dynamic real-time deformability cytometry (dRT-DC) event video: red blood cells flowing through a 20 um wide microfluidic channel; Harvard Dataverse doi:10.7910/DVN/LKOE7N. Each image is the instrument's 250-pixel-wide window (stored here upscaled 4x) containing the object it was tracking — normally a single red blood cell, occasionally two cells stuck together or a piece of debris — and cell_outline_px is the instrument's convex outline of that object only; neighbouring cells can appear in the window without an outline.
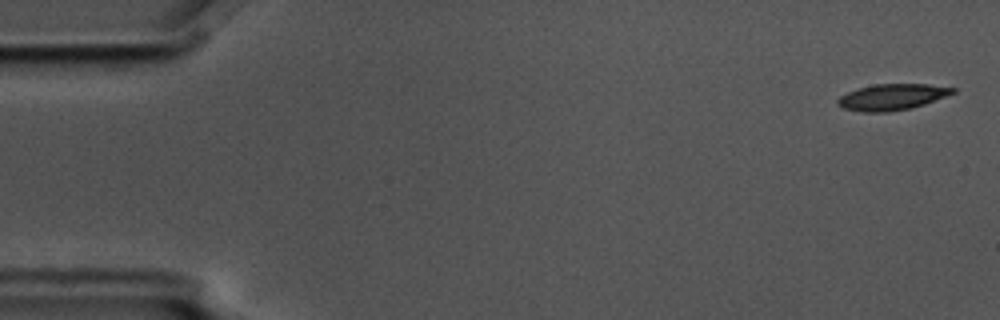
{"species": "common noctule bat (a hibernating species)", "species_latin": "Nyctalus noctula", "temperature_condition": "cold", "stored_images_in_passage": 57, "camera_frame_rate_fps": 3000, "um_per_image_px": 0.085, "animal": {"sex": "male", "body_mass_g": 17.5, "forearm_length_mm": 52.3}, "frame": {"image": 1, "passage_image": 2, "time_ms": 0.333, "image_size_px": [1000, 320], "cell_outline_px": [[956, 92], [924, 104], [908, 108], [884, 112], [864, 112], [844, 108], [836, 104], [836, 100], [840, 96], [848, 92], [860, 88], [876, 84], [928, 84], [956, 88]], "centroid_in_image_um": [75.81, 8.24], "position_along_channel_um": 9.2, "area_um2": 17.22}}
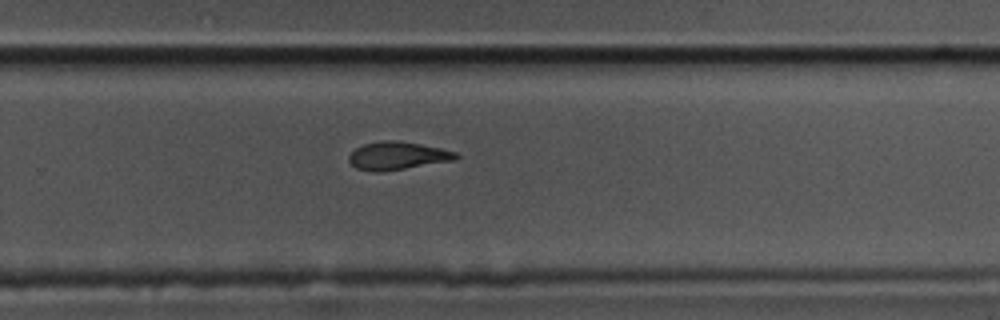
{"frame": {"image": 2, "passage_image": 37, "time_ms": 12.0, "image_size_px": [1000, 320], "cell_outline_px": [[460, 156], [456, 160], [380, 172], [372, 172], [356, 168], [348, 160], [348, 156], [356, 148], [364, 144], [384, 140], [396, 140], [420, 144], [440, 148], [456, 152]], "centroid_in_image_um": [33.78, 13.24], "position_along_channel_um": 296.0, "area_um2": 17.4}}
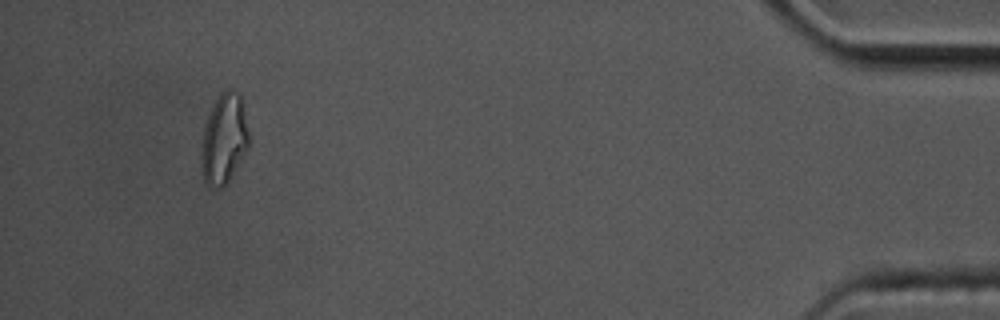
{"frame": {"image": 3, "passage_image": 53, "time_ms": 17.333, "image_size_px": [1000, 320], "cell_outline_px": [[248, 148], [228, 184], [220, 188], [208, 188], [204, 180], [200, 164], [200, 160], [204, 124], [220, 92], [224, 88], [232, 88], [240, 96], [248, 132]], "centroid_in_image_um": [19.01, 11.87], "position_along_channel_um": 416.2, "area_um2": 25.14}, "authors_computed_cell_mechanics": {"area_um2": 18.2648, "velocity_mm_per_s": 3.5653, "shape_relaxation_time_tau1_ms": 5.9604, "shape_relaxation_time_tau2_ms": 8.2295, "deformation_change_tau1": 0.1476, "deformation_change_tau2": 0.1622}}